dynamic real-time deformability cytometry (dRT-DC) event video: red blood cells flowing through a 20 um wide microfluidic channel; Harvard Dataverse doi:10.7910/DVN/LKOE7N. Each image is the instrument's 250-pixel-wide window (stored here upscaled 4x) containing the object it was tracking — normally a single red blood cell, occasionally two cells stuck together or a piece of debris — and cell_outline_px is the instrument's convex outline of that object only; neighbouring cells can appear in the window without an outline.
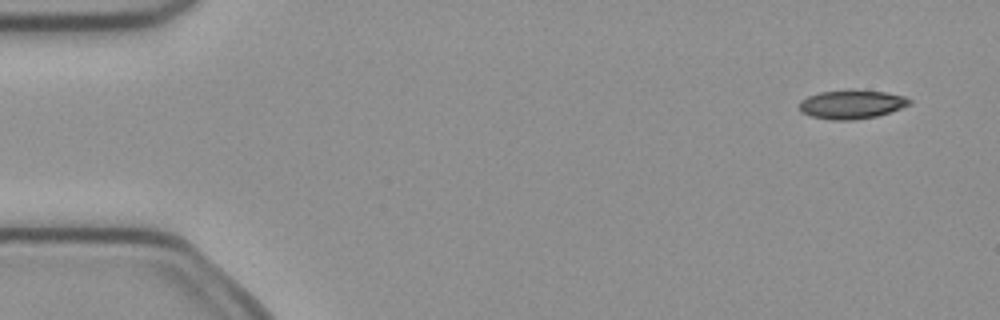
{"species": "common noctule bat (a hibernating species)", "species_latin": "Nyctalus noctula", "temperature_condition": "cold", "stored_images_in_passage": 5, "segment_of_instrument_passage": [1, 2], "camera_frame_rate_fps": 3000, "um_per_image_px": 0.085, "animal": {"sex": "female", "body_mass_g": 21.9}, "frame": {"image": 1, "passage_image": 1, "time_ms": 0.0, "image_size_px": [1000, 320], "cell_outline_px": [[912, 104], [876, 116], [852, 120], [832, 120], [808, 116], [800, 112], [800, 100], [808, 96], [820, 92], [884, 92], [904, 96], [912, 100]], "centroid_in_image_um": [72.36, 8.91], "position_along_channel_um": 12.6, "area_um2": 17.86}}